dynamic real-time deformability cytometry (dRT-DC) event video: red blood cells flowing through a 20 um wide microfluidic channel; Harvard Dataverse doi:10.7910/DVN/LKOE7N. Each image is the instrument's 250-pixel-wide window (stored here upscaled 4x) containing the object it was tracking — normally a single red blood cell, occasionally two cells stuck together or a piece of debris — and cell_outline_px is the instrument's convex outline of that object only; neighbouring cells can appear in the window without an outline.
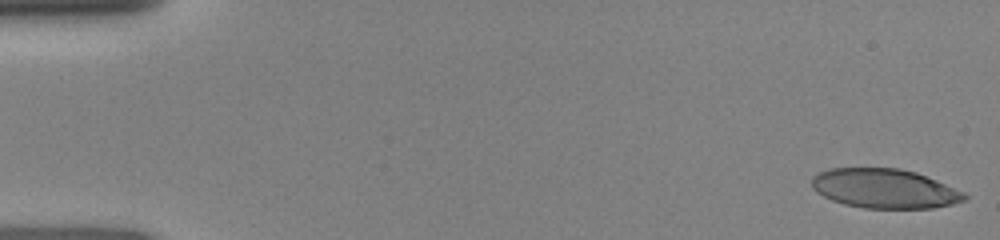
{"species": "human", "species_latin": "Homo sapiens", "temperature_condition": "room temperature", "stored_images_in_passage": 53, "camera_frame_rate_fps": 3000, "um_per_image_px": 0.085, "donor": {"sex": "female"}, "frame": {"image": 1, "passage_image": 1, "time_ms": 0.0, "image_size_px": [1000, 240], "cell_outline_px": [[968, 200], [952, 204], [932, 208], [864, 208], [844, 204], [832, 200], [816, 192], [812, 188], [812, 176], [828, 168], [900, 168], [916, 172], [936, 180], [964, 192], [968, 196]], "centroid_in_image_um": [75.19, 16.02], "position_along_channel_um": 9.8, "area_um2": 35.14}}
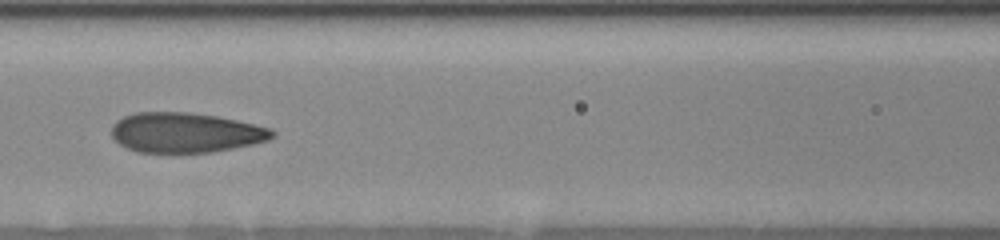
{"frame": {"image": 2, "passage_image": 30, "time_ms": 6.667, "image_size_px": [1000, 240], "cell_outline_px": [[276, 136], [268, 140], [252, 144], [212, 152], [136, 152], [120, 144], [112, 136], [112, 124], [116, 120], [124, 116], [136, 112], [188, 112], [216, 116], [236, 120], [272, 128], [276, 132]], "centroid_in_image_um": [15.78, 11.26], "position_along_channel_um": 150.8, "area_um2": 37.4}}
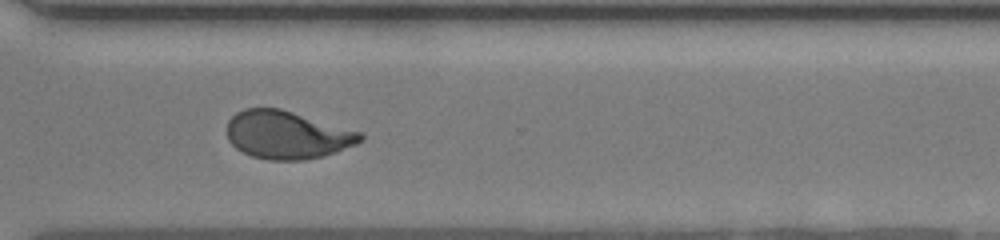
{"frame": {"image": 3, "passage_image": 52, "time_ms": 11.333, "image_size_px": [1000, 240], "cell_outline_px": [[364, 140], [356, 144], [320, 156], [304, 160], [268, 160], [252, 156], [236, 148], [228, 140], [228, 120], [236, 112], [244, 108], [280, 108], [364, 132]], "centroid_in_image_um": [24.42, 11.45], "position_along_channel_um": 346.2, "area_um2": 37.28}}